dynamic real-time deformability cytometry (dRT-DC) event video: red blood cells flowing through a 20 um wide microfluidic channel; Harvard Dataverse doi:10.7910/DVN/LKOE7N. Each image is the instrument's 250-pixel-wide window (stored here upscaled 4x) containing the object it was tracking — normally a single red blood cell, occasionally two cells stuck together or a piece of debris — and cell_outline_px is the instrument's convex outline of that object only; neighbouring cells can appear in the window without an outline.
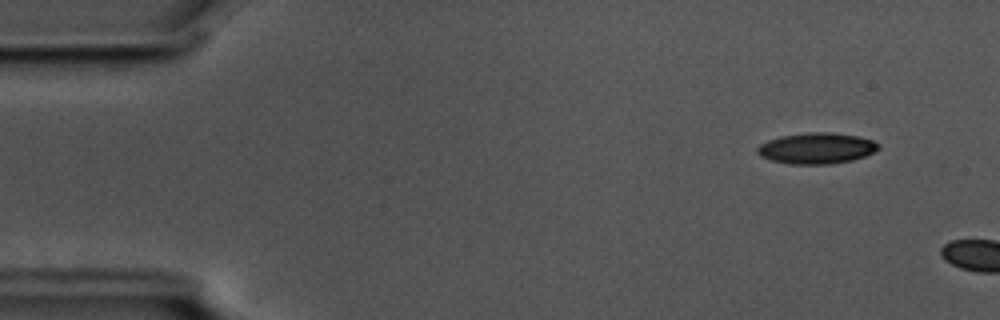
{"species": "common noctule bat (a hibernating species)", "species_latin": "Nyctalus noctula", "temperature_condition": "cold", "stored_images_in_passage": 7, "camera_frame_rate_fps": 3000, "um_per_image_px": 0.085, "animal": {"sex": "male", "body_mass_g": 17.5, "forearm_length_mm": 52.3}, "frame": {"image": 1, "passage_image": 5, "time_ms": 1.333, "image_size_px": [1000, 320], "cell_outline_px": [[880, 148], [864, 156], [852, 160], [828, 164], [792, 164], [772, 160], [760, 156], [756, 152], [756, 148], [760, 144], [768, 140], [780, 136], [808, 132], [828, 132], [856, 136], [872, 140], [880, 144]], "centroid_in_image_um": [69.38, 12.6], "position_along_channel_um": 15.6, "area_um2": 21.73}}